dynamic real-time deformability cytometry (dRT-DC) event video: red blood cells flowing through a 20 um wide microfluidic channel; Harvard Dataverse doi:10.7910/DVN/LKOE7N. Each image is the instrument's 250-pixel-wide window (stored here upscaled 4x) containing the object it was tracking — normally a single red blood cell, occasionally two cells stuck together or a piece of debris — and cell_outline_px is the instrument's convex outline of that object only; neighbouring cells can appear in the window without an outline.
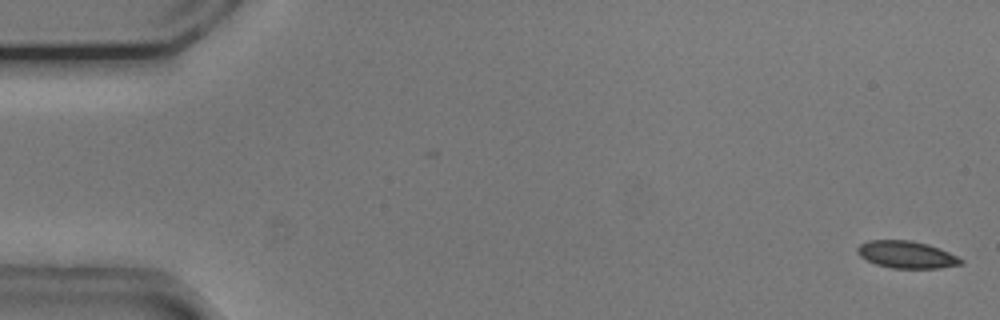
{"species": "common noctule bat (a hibernating species)", "species_latin": "Nyctalus noctula", "temperature_condition": "cold", "stored_images_in_passage": 55, "camera_frame_rate_fps": 3000, "um_per_image_px": 0.085, "animal": {"sex": "male", "body_mass_g": 20.5, "forearm_length_mm": 52.5}, "frame": {"image": 1, "passage_image": 1, "time_ms": 0.0, "image_size_px": [1000, 320], "cell_outline_px": [[964, 264], [940, 268], [892, 268], [876, 264], [860, 256], [856, 252], [856, 248], [860, 244], [868, 240], [912, 240], [928, 244], [940, 248], [964, 260]], "centroid_in_image_um": [77.06, 21.64], "position_along_channel_um": 7.9, "area_um2": 16.47}}
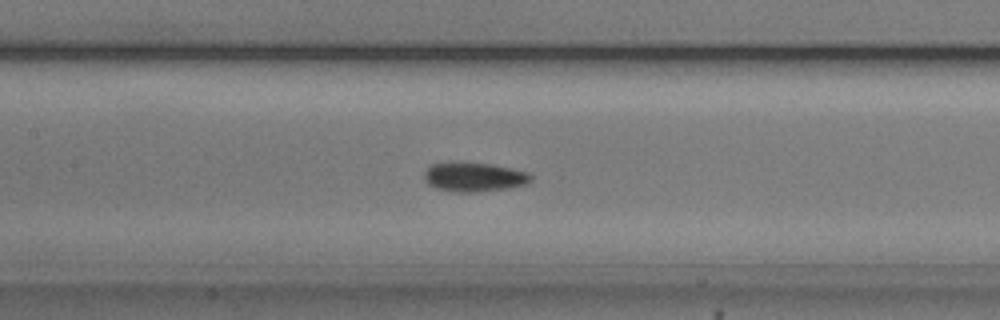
{"frame": {"image": 2, "passage_image": 25, "time_ms": 8.0, "image_size_px": [1000, 320], "cell_outline_px": [[532, 180], [528, 184], [508, 188], [476, 192], [460, 192], [436, 188], [428, 184], [424, 180], [424, 172], [432, 164], [452, 160], [460, 160], [492, 164], [512, 168], [528, 172], [532, 176]], "centroid_in_image_um": [40.29, 15.01], "position_along_channel_um": 167.1, "area_um2": 18.73}}
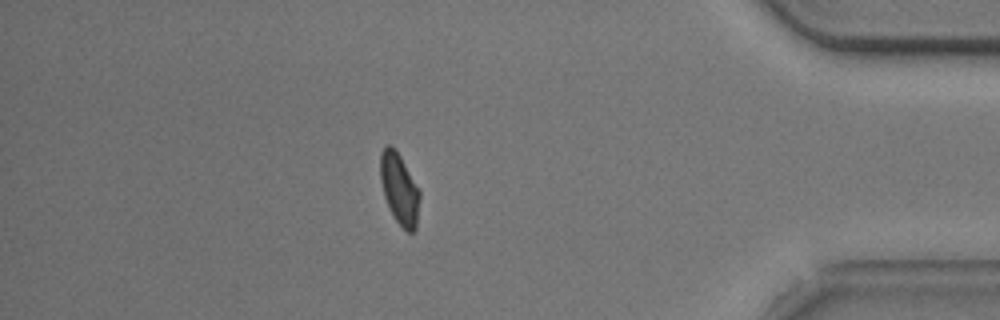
{"frame": {"image": 3, "passage_image": 47, "time_ms": 15.333, "image_size_px": [1000, 320], "cell_outline_px": [[420, 196], [416, 228], [412, 232], [408, 232], [396, 220], [384, 196], [380, 180], [380, 152], [384, 144], [392, 144], [396, 148], [420, 192]], "centroid_in_image_um": [33.92, 15.98], "position_along_channel_um": 401.3, "area_um2": 16.24}, "authors_computed_cell_mechanics": {"area_um2": 16.9932, "velocity_mm_per_s": 3.7301, "shape_relaxation_time_tau1_ms": 6.2526, "shape_relaxation_time_tau2_ms": null, "deformation_change_tau1": 0.1077, "deformation_change_tau2": null}}